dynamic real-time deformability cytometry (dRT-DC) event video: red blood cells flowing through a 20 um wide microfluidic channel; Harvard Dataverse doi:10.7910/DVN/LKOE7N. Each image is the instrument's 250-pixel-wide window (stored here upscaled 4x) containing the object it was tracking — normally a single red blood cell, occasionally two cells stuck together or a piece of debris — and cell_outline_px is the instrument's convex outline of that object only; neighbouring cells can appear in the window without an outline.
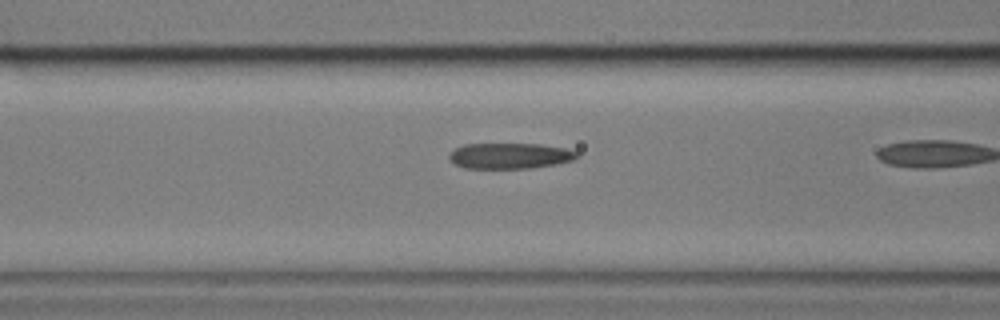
{"species": "common noctule bat (a hibernating species)", "species_latin": "Nyctalus noctula", "temperature_condition": "cold", "stored_images_in_passage": 37, "camera_frame_rate_fps": 3000, "um_per_image_px": 0.085, "animal": {"sex": "male", "body_mass_g": 17.9}, "frame": {"image": 1, "passage_image": 19, "time_ms": 6.0, "image_size_px": [1000, 320], "cell_outline_px": [[580, 156], [572, 160], [556, 164], [532, 168], [464, 168], [456, 164], [448, 156], [456, 148], [464, 144], [540, 144], [564, 148], [576, 152]], "centroid_in_image_um": [43.35, 13.24], "position_along_channel_um": 123.2, "area_um2": 18.96}}
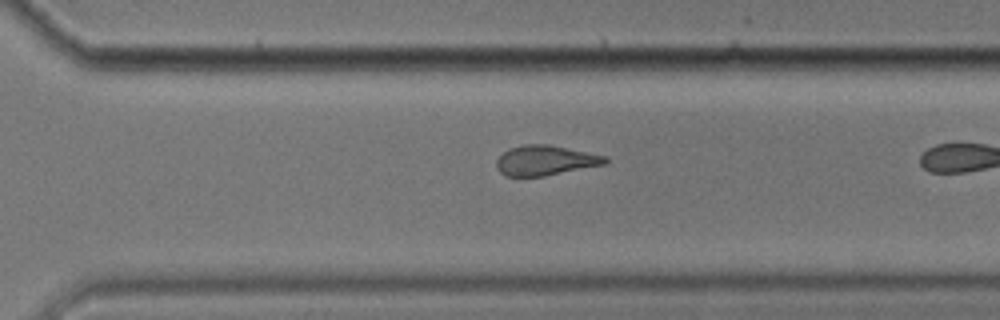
{"frame": {"image": 2, "passage_image": 36, "time_ms": 11.667, "image_size_px": [1000, 320], "cell_outline_px": [[608, 164], [544, 176], [504, 176], [496, 168], [496, 160], [508, 148], [524, 144], [548, 144], [608, 156]], "centroid_in_image_um": [46.37, 13.63], "position_along_channel_um": 324.2, "area_um2": 19.19}}